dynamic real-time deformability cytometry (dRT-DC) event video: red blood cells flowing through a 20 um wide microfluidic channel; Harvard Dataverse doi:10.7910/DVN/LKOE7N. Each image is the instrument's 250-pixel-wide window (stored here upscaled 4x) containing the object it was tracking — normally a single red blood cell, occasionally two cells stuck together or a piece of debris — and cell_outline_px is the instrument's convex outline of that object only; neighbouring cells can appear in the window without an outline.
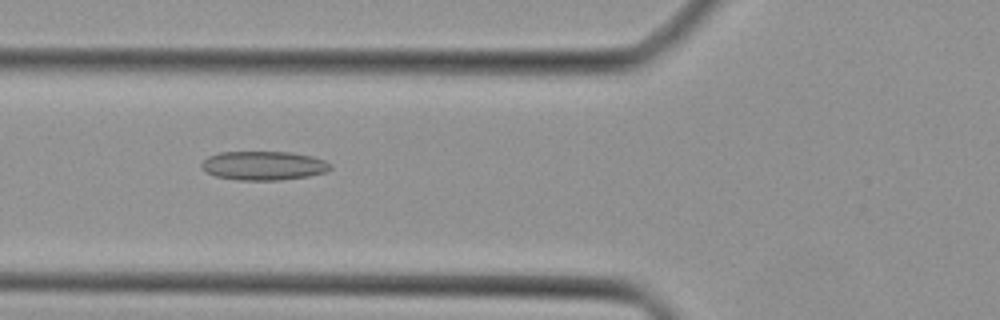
{"species": "Egyptian fruit bat (a non-hibernating species)", "species_latin": "Rousettus aegyptiacus", "temperature_condition": "cold", "stored_images_in_passage": 24, "camera_frame_rate_fps": 3000, "um_per_image_px": 0.085, "animal": {"sex": "female"}, "frame": {"image": 1, "passage_image": 5, "time_ms": 1.333, "image_size_px": [1000, 320], "cell_outline_px": [[332, 168], [324, 172], [308, 176], [280, 180], [236, 180], [216, 176], [200, 168], [200, 164], [208, 156], [220, 152], [292, 152], [312, 156], [324, 160], [332, 164]], "centroid_in_image_um": [22.4, 14.07], "position_along_channel_um": 103.4, "area_um2": 21.79}}
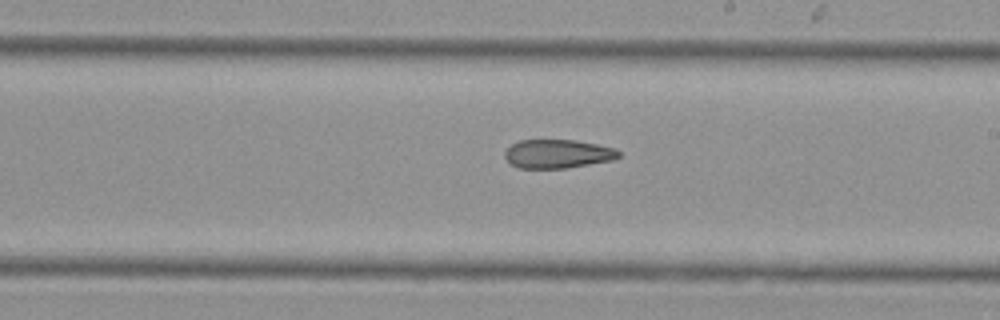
{"frame": {"image": 2, "passage_image": 14, "time_ms": 4.333, "image_size_px": [1000, 320], "cell_outline_px": [[620, 156], [612, 160], [564, 168], [520, 168], [512, 164], [504, 156], [504, 152], [512, 144], [520, 140], [576, 140], [616, 148], [620, 152]], "centroid_in_image_um": [47.41, 13.07], "position_along_channel_um": 241.6, "area_um2": 18.9}}
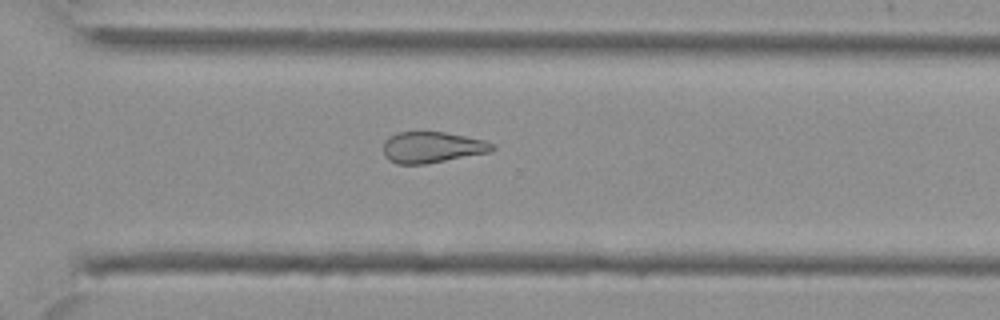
{"frame": {"image": 3, "passage_image": 20, "time_ms": 6.333, "image_size_px": [1000, 320], "cell_outline_px": [[496, 148], [492, 152], [428, 164], [396, 164], [388, 160], [384, 156], [384, 140], [388, 136], [396, 132], [416, 128], [444, 132], [484, 140], [496, 144]], "centroid_in_image_um": [36.7, 12.48], "position_along_channel_um": 333.9, "area_um2": 20.81}}